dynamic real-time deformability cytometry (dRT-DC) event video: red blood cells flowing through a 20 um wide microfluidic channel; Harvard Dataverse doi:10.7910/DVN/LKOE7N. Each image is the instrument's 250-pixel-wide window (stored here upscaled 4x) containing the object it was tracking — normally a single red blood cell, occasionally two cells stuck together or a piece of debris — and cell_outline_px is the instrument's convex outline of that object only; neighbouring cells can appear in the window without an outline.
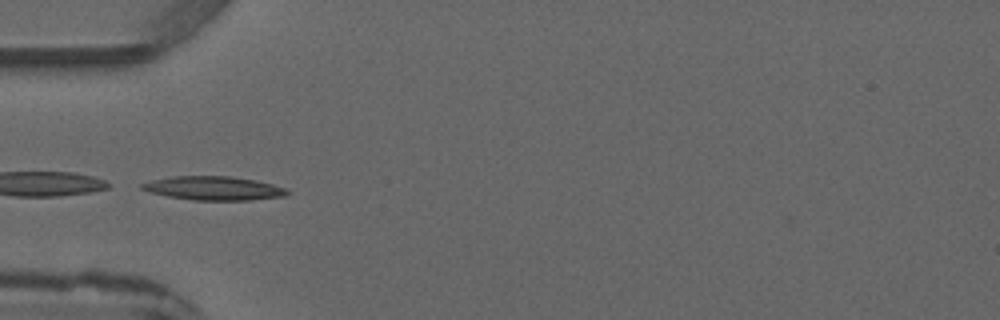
{"species": "common noctule bat (a hibernating species)", "species_latin": "Nyctalus noctula", "temperature_condition": "warm", "stored_images_in_passage": 3, "camera_frame_rate_fps": 3000, "um_per_image_px": 0.085, "animal": {"sex": "male", "forearm_length_mm": 52.5}, "frame": {"image": 1, "passage_image": 3, "time_ms": 2.333, "image_size_px": [1000, 320], "cell_outline_px": [[292, 192], [284, 196], [248, 200], [192, 200], [168, 196], [152, 192], [140, 188], [140, 184], [152, 180], [172, 176], [228, 176], [252, 180], [272, 184], [288, 188]], "centroid_in_image_um": [18.18, 16.0], "position_along_channel_um": 66.8, "area_um2": 20.0}}